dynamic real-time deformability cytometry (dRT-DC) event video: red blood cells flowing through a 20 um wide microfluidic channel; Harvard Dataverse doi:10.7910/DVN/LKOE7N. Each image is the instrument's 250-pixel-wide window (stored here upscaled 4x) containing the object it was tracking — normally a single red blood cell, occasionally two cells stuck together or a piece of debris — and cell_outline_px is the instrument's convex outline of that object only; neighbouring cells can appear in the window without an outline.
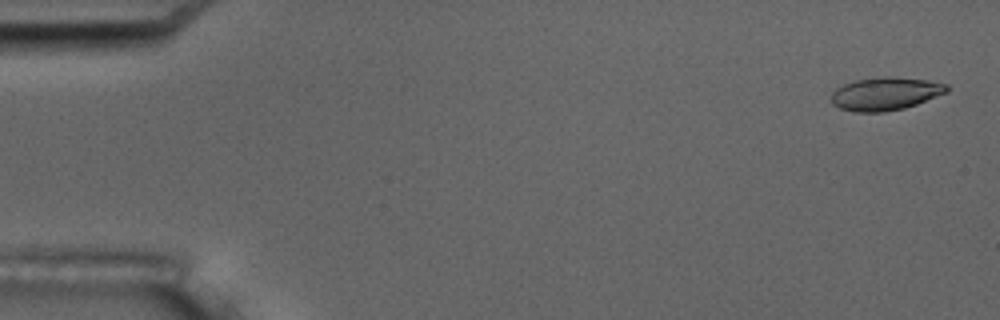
{"species": "common noctule bat (a hibernating species)", "species_latin": "Nyctalus noctula", "temperature_condition": "room temperature", "stored_images_in_passage": 6, "camera_frame_rate_fps": 3000, "um_per_image_px": 0.085, "animal": {"sex": "male", "body_mass_g": 17.5, "forearm_length_mm": 52.3}, "frame": {"image": 1, "passage_image": 1, "time_ms": 0.0, "image_size_px": [1000, 320], "cell_outline_px": [[948, 92], [916, 104], [904, 108], [884, 112], [856, 112], [840, 108], [832, 104], [832, 92], [836, 88], [844, 84], [856, 80], [884, 76], [928, 80], [948, 84]], "centroid_in_image_um": [75.26, 7.97], "position_along_channel_um": 9.7, "area_um2": 22.14}}
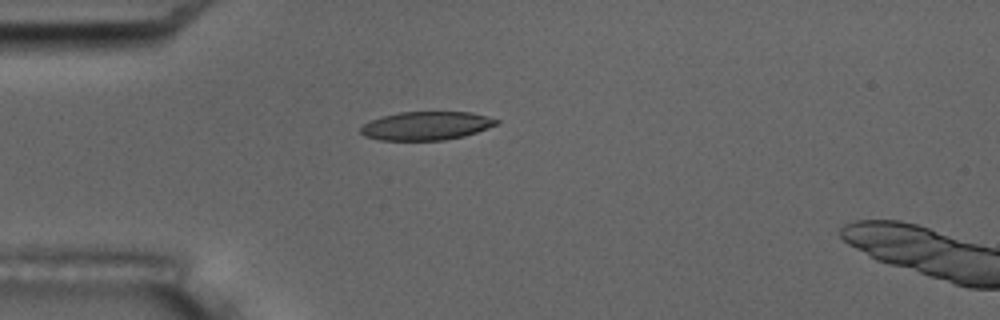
{"frame": {"image": 2, "passage_image": 5, "time_ms": 4.667, "image_size_px": [1000, 320], "cell_outline_px": [[500, 124], [464, 136], [444, 140], [380, 140], [364, 136], [360, 132], [360, 128], [364, 124], [372, 120], [384, 116], [400, 112], [472, 112], [500, 120]], "centroid_in_image_um": [36.26, 10.69], "position_along_channel_um": 48.7, "area_um2": 22.48}}